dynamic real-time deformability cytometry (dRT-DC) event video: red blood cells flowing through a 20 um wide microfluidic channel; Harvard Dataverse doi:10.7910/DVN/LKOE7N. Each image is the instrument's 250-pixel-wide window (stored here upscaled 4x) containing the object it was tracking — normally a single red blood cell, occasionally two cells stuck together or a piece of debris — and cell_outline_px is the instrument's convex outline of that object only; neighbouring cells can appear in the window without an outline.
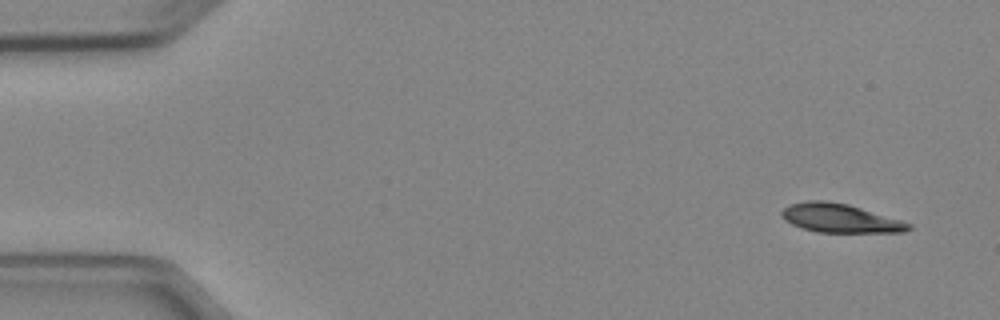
{"species": "Egyptian fruit bat (a non-hibernating species)", "species_latin": "Rousettus aegyptiacus", "temperature_condition": "cold", "stored_images_in_passage": 4, "camera_frame_rate_fps": 3000, "um_per_image_px": 0.085, "animal": {"sex": "female"}, "frame": {"image": 1, "passage_image": 1, "time_ms": 0.0, "image_size_px": [1000, 320], "cell_outline_px": [[912, 228], [904, 232], [816, 232], [792, 224], [784, 220], [780, 216], [780, 212], [788, 204], [808, 200], [824, 200], [848, 204], [900, 220], [912, 224]], "centroid_in_image_um": [71.36, 18.54], "position_along_channel_um": 13.6, "area_um2": 21.21}}
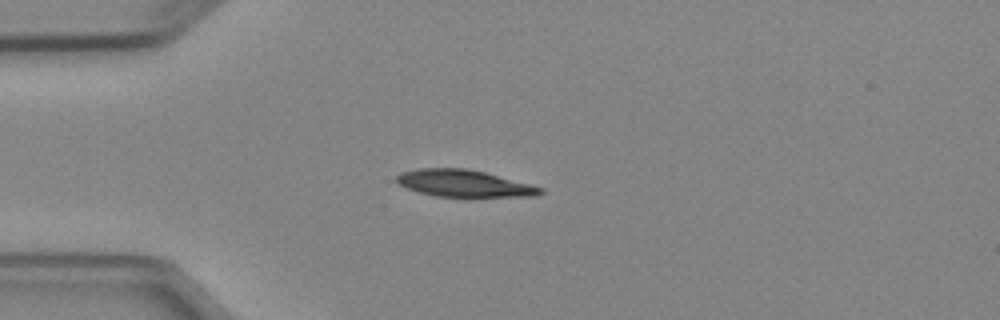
{"frame": {"image": 2, "passage_image": 4, "time_ms": 3.333, "image_size_px": [1000, 320], "cell_outline_px": [[544, 192], [536, 196], [436, 196], [420, 192], [396, 184], [396, 176], [400, 172], [420, 168], [468, 168], [532, 184], [544, 188]], "centroid_in_image_um": [39.44, 15.57], "position_along_channel_um": 45.6, "area_um2": 22.48}}